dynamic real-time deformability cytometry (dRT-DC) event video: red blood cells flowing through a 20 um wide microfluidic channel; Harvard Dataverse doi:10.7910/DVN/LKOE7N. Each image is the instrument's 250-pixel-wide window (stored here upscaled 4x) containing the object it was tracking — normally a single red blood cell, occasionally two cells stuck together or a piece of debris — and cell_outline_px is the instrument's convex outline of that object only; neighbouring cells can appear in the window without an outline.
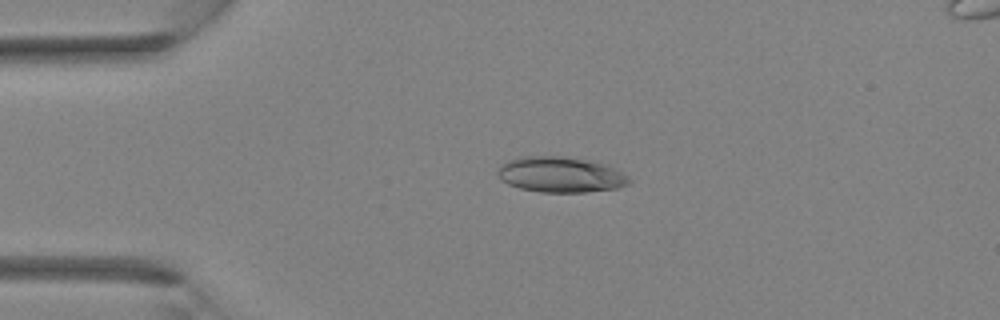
{"species": "Egyptian fruit bat (a non-hibernating species)", "species_latin": "Rousettus aegyptiacus", "temperature_condition": "room temperature", "stored_images_in_passage": 36, "camera_frame_rate_fps": 3000, "um_per_image_px": 0.085, "animal": {"sex": "female"}, "frame": {"image": 1, "passage_image": 8, "time_ms": 2.333, "image_size_px": [1000, 320], "cell_outline_px": [[632, 180], [628, 184], [616, 188], [584, 192], [540, 192], [520, 188], [508, 184], [500, 180], [496, 172], [500, 164], [508, 160], [520, 156], [560, 156], [588, 160], [608, 164], [628, 176]], "centroid_in_image_um": [47.62, 14.83], "position_along_channel_um": 37.4, "area_um2": 27.46}}
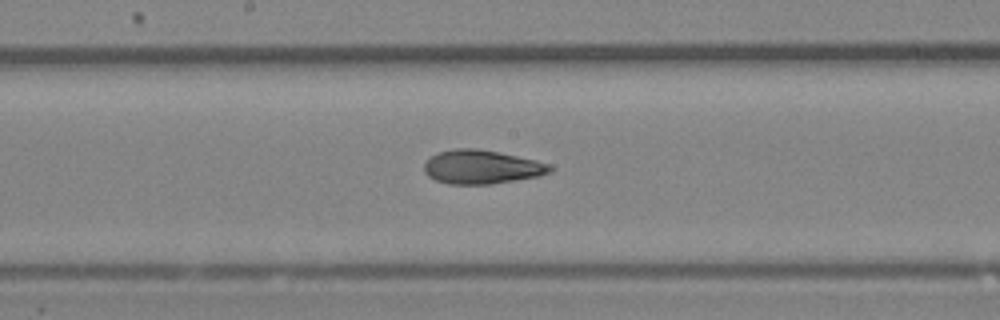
{"frame": {"image": 2, "passage_image": 19, "time_ms": 6.0, "image_size_px": [1000, 320], "cell_outline_px": [[552, 172], [540, 176], [492, 184], [448, 184], [436, 180], [428, 176], [424, 172], [424, 164], [436, 152], [456, 148], [476, 148], [500, 152], [536, 160], [548, 164], [552, 168]], "centroid_in_image_um": [40.94, 14.19], "position_along_channel_um": 207.3, "area_um2": 24.91}}
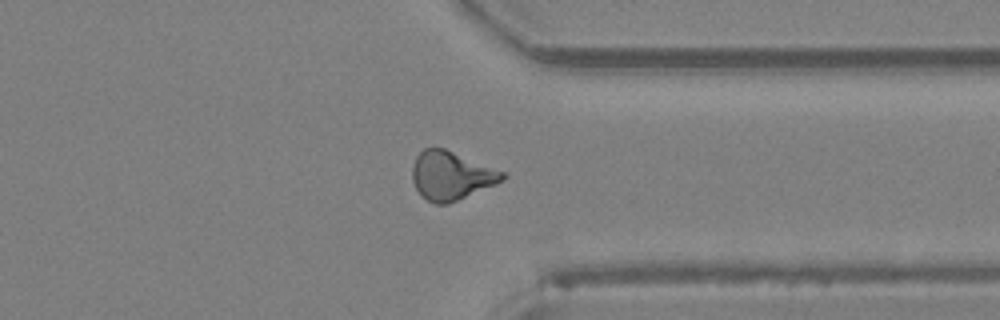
{"frame": {"image": 3, "passage_image": 28, "time_ms": 9.0, "image_size_px": [1000, 320], "cell_outline_px": [[508, 176], [504, 180], [496, 184], [448, 204], [436, 204], [420, 196], [412, 180], [412, 168], [416, 156], [424, 148], [444, 148], [508, 172]], "centroid_in_image_um": [38.38, 14.92], "position_along_channel_um": 373.0, "area_um2": 25.78}}